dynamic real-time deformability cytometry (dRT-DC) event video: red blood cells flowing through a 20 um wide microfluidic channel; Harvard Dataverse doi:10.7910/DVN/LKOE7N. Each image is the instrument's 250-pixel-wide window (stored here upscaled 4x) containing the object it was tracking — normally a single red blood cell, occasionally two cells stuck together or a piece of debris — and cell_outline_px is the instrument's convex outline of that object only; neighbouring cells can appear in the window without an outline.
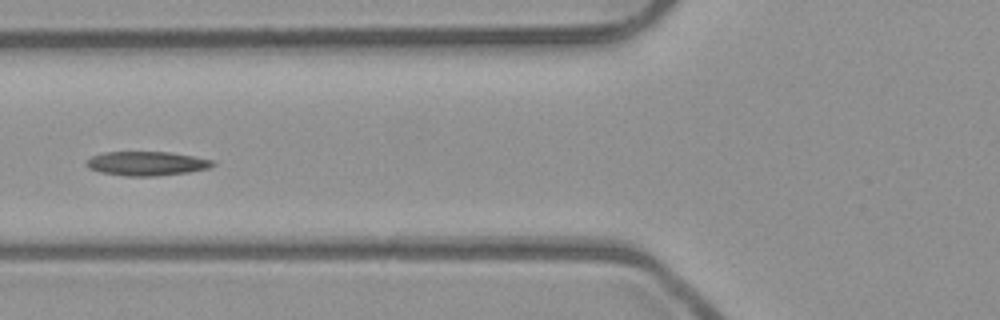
{"species": "common noctule bat (a hibernating species)", "species_latin": "Nyctalus noctula", "temperature_condition": "room temperature", "stored_images_in_passage": 7, "camera_frame_rate_fps": 3000, "um_per_image_px": 0.085, "animal": {"sex": "male", "body_mass_g": 23.1, "forearm_length_mm": 52.7}, "frame": {"image": 1, "passage_image": 6, "time_ms": 1.667, "image_size_px": [1000, 320], "cell_outline_px": [[216, 164], [208, 168], [188, 172], [156, 176], [128, 176], [100, 172], [88, 168], [84, 164], [92, 156], [104, 152], [168, 152], [192, 156], [212, 160]], "centroid_in_image_um": [12.44, 13.9], "position_along_channel_um": 113.4, "area_um2": 17.63}}
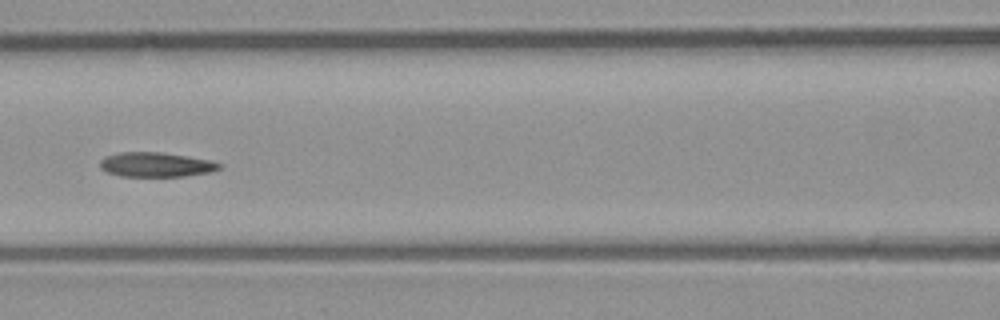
{"frame": {"image": 2, "passage_image": 7, "time_ms": 2.0, "image_size_px": [1000, 320], "cell_outline_px": [[220, 168], [212, 172], [184, 176], [120, 176], [108, 172], [100, 168], [100, 160], [104, 156], [120, 152], [160, 152], [188, 156], [212, 160], [220, 164]], "centroid_in_image_um": [13.25, 13.99], "position_along_channel_um": 153.3, "area_um2": 17.11}}